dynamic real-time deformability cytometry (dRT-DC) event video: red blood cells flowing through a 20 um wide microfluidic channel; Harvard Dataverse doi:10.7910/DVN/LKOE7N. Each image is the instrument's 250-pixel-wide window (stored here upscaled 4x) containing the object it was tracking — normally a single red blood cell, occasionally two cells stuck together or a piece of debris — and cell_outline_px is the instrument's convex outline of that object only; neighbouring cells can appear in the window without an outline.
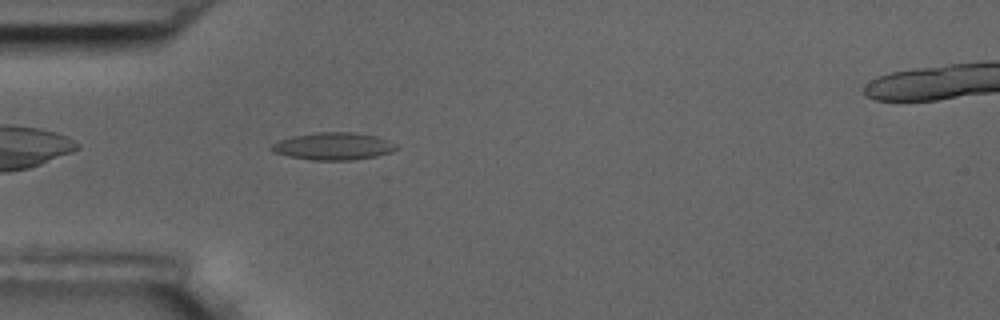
{"species": "common noctule bat (a hibernating species)", "species_latin": "Nyctalus noctula", "temperature_condition": "room temperature", "stored_images_in_passage": 3, "camera_frame_rate_fps": 3000, "um_per_image_px": 0.085, "animal": {"sex": "male", "body_mass_g": 17.5, "forearm_length_mm": 52.3}, "frame": {"image": 1, "passage_image": 3, "time_ms": 2.333, "image_size_px": [1000, 320], "cell_outline_px": [[400, 148], [392, 152], [376, 156], [352, 160], [312, 160], [288, 156], [272, 152], [268, 148], [272, 144], [280, 140], [292, 136], [320, 132], [352, 132], [376, 136], [388, 140], [396, 144]], "centroid_in_image_um": [28.34, 12.43], "position_along_channel_um": 56.7, "area_um2": 20.0}}